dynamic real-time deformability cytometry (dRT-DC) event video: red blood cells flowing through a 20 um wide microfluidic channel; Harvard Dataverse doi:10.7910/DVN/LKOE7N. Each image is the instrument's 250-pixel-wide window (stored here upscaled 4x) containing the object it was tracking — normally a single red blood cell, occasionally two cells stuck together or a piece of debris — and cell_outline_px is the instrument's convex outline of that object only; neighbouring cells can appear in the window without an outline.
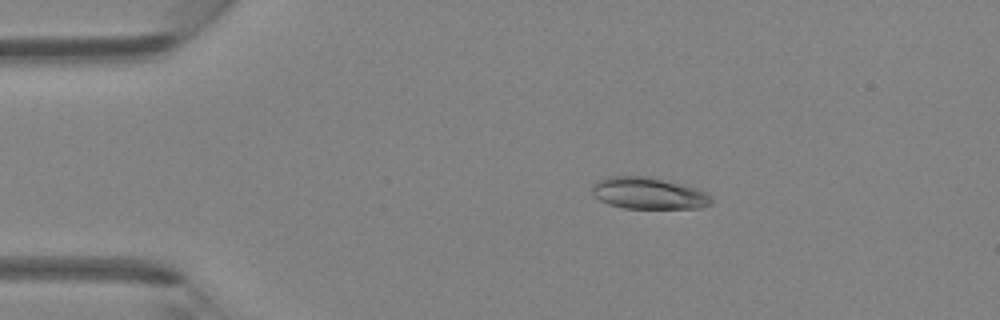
{"species": "Egyptian fruit bat (a non-hibernating species)", "species_latin": "Rousettus aegyptiacus", "temperature_condition": "room temperature", "stored_images_in_passage": 45, "camera_frame_rate_fps": 3000, "um_per_image_px": 0.085, "animal": {"sex": "female"}, "frame": {"image": 1, "passage_image": 8, "time_ms": 2.333, "image_size_px": [1000, 320], "cell_outline_px": [[712, 204], [700, 208], [624, 208], [608, 204], [592, 196], [592, 184], [596, 180], [608, 176], [648, 176], [684, 184], [708, 192], [712, 196]], "centroid_in_image_um": [55.13, 16.42], "position_along_channel_um": 29.9, "area_um2": 22.43}}
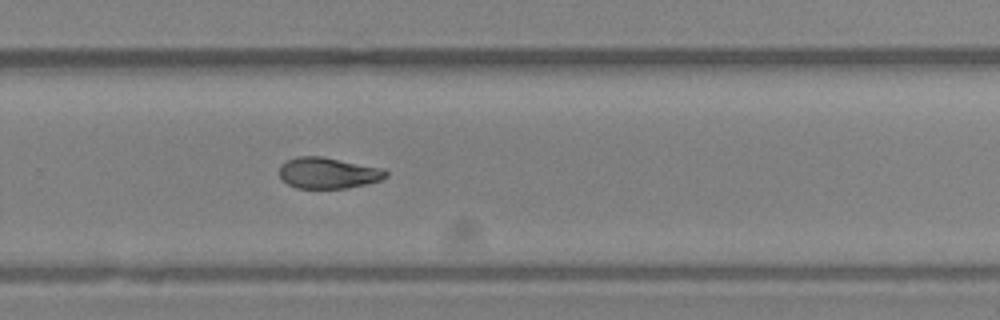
{"frame": {"image": 2, "passage_image": 30, "time_ms": 9.667, "image_size_px": [1000, 320], "cell_outline_px": [[388, 176], [380, 180], [348, 188], [296, 188], [288, 184], [280, 176], [280, 164], [296, 156], [320, 156], [384, 168], [388, 172]], "centroid_in_image_um": [27.9, 14.7], "position_along_channel_um": 301.9, "area_um2": 19.25}}
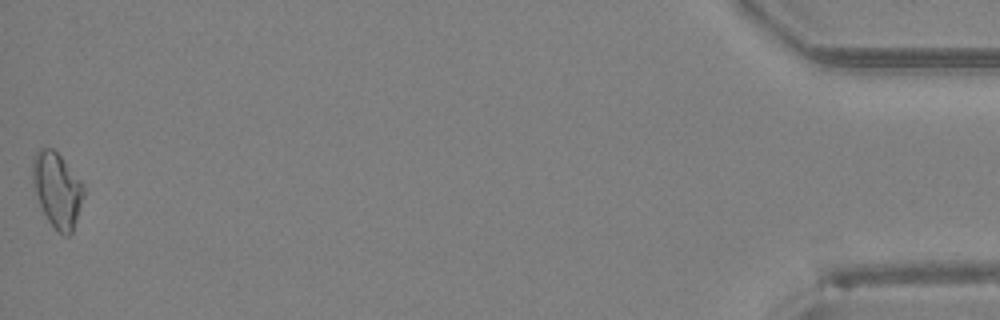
{"frame": {"image": 3, "passage_image": 45, "time_ms": 14.667, "image_size_px": [1000, 320], "cell_outline_px": [[84, 196], [72, 232], [68, 236], [64, 236], [48, 220], [40, 204], [32, 180], [32, 160], [36, 152], [40, 148], [52, 148], [60, 156], [84, 184]], "centroid_in_image_um": [4.86, 16.11], "position_along_channel_um": 430.3, "area_um2": 21.91}}